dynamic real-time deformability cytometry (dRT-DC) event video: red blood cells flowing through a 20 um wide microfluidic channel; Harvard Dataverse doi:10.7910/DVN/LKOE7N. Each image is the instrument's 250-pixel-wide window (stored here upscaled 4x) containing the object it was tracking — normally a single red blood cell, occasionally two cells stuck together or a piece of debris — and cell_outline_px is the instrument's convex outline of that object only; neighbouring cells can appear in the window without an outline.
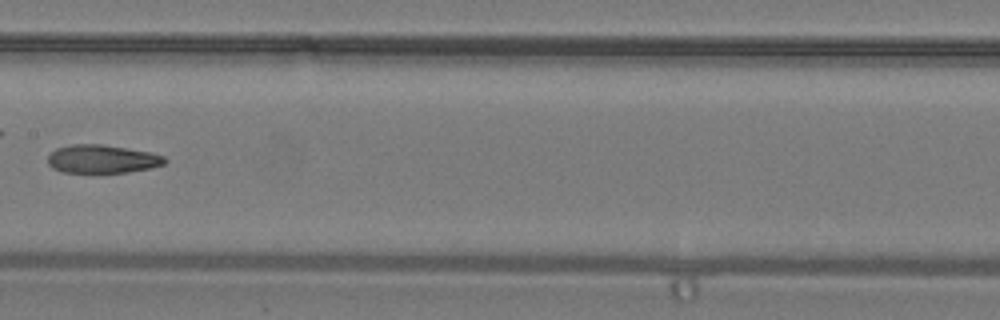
{"species": "common noctule bat (a hibernating species)", "species_latin": "Nyctalus noctula", "temperature_condition": "warm", "stored_images_in_passage": 29, "camera_frame_rate_fps": 3000, "um_per_image_px": 0.085, "animal": {"sex": "male", "body_mass_g": 19.2, "forearm_length_mm": 51.8}, "frame": {"image": 1, "passage_image": 14, "time_ms": 4.333, "image_size_px": [1000, 320], "cell_outline_px": [[168, 160], [164, 164], [148, 168], [128, 172], [60, 172], [52, 168], [48, 164], [48, 156], [56, 148], [72, 144], [100, 144], [148, 152], [164, 156]], "centroid_in_image_um": [8.65, 13.52], "position_along_channel_um": 198.8, "area_um2": 19.07}}